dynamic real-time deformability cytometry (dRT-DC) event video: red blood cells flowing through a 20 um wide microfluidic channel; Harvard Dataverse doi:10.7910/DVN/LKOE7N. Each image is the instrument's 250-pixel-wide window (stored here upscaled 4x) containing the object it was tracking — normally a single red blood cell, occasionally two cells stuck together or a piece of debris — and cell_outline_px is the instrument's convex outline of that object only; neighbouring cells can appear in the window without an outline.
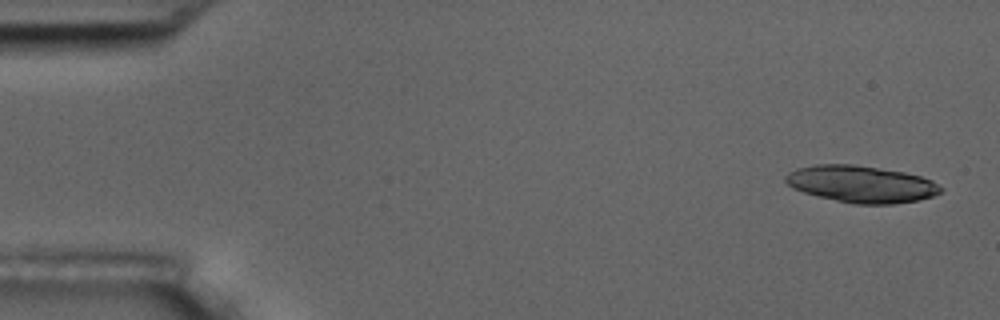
{"species": "common noctule bat (a hibernating species)", "species_latin": "Nyctalus noctula", "temperature_condition": "room temperature", "stored_images_in_passage": 11, "camera_frame_rate_fps": 3000, "um_per_image_px": 0.085, "animal": {"sex": "male", "body_mass_g": 17.5, "forearm_length_mm": 52.3}, "frame": {"image": 1, "passage_image": 1, "time_ms": 0.0, "image_size_px": [1000, 320], "cell_outline_px": [[944, 188], [940, 192], [932, 196], [920, 200], [892, 204], [856, 204], [836, 200], [804, 192], [792, 188], [784, 180], [784, 176], [788, 172], [796, 168], [816, 164], [852, 164], [904, 172], [920, 176], [932, 180]], "centroid_in_image_um": [73.2, 15.64], "position_along_channel_um": 11.8, "area_um2": 33.29}}
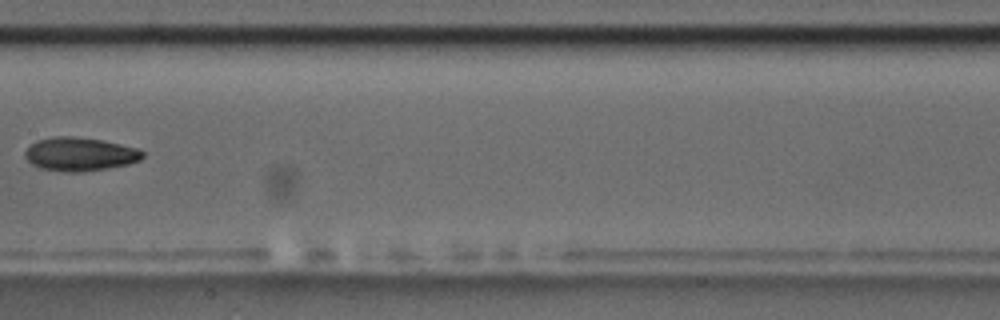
{"frame": {"image": 2, "passage_image": 8, "time_ms": 9.0, "image_size_px": [1000, 320], "cell_outline_px": [[144, 156], [140, 160], [128, 164], [108, 168], [80, 172], [68, 172], [40, 168], [32, 164], [24, 156], [24, 152], [36, 140], [52, 136], [72, 136], [100, 140], [120, 144], [136, 148], [144, 152]], "centroid_in_image_um": [6.77, 13.1], "position_along_channel_um": 200.6, "area_um2": 22.89}}
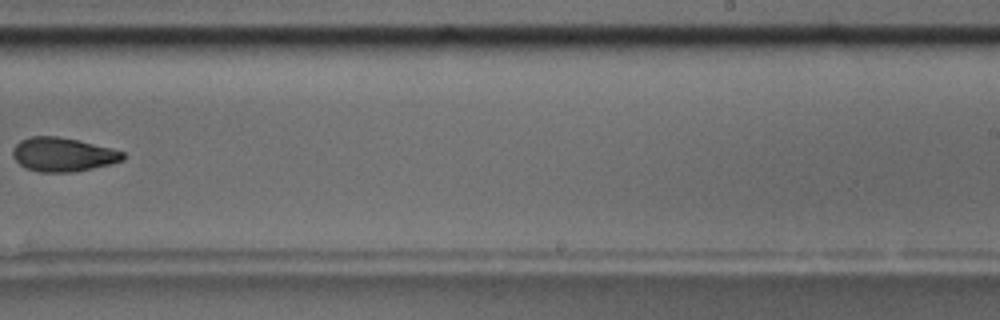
{"frame": {"image": 3, "passage_image": 10, "time_ms": 11.333, "image_size_px": [1000, 320], "cell_outline_px": [[124, 160], [112, 164], [72, 172], [40, 172], [24, 168], [12, 156], [12, 148], [20, 140], [32, 136], [60, 136], [80, 140], [112, 148], [124, 152]], "centroid_in_image_um": [5.34, 13.12], "position_along_channel_um": 283.7, "area_um2": 22.02}}